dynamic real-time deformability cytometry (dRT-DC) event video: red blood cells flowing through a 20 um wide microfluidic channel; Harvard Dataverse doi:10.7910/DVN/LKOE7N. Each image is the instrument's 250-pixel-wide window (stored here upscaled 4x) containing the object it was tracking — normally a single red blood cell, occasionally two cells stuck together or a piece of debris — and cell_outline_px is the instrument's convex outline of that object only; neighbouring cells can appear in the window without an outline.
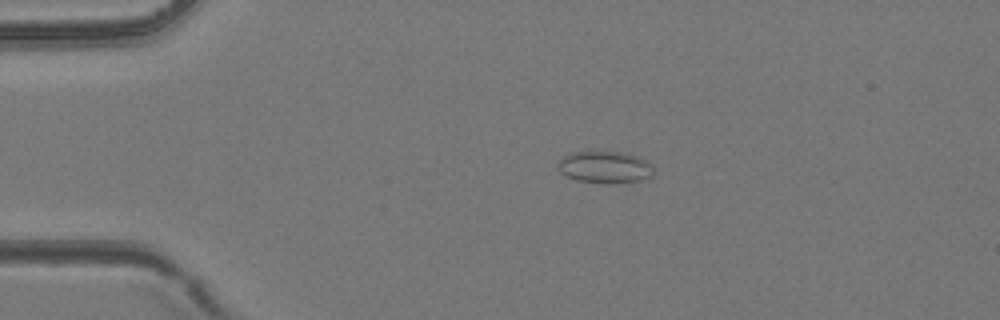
{"species": "common noctule bat (a hibernating species)", "species_latin": "Nyctalus noctula", "temperature_condition": "room temperature", "stored_images_in_passage": 42, "camera_frame_rate_fps": 3000, "um_per_image_px": 0.085, "animal": {"sex": "female", "body_mass_g": 24.6, "forearm_length_mm": 56.2}, "frame": {"image": 1, "passage_image": 8, "time_ms": 2.333, "image_size_px": [1000, 320], "cell_outline_px": [[652, 176], [640, 180], [608, 184], [576, 180], [560, 172], [560, 160], [564, 156], [572, 152], [620, 152], [636, 156], [652, 164]], "centroid_in_image_um": [51.43, 14.22], "position_along_channel_um": 33.6, "area_um2": 17.46}}
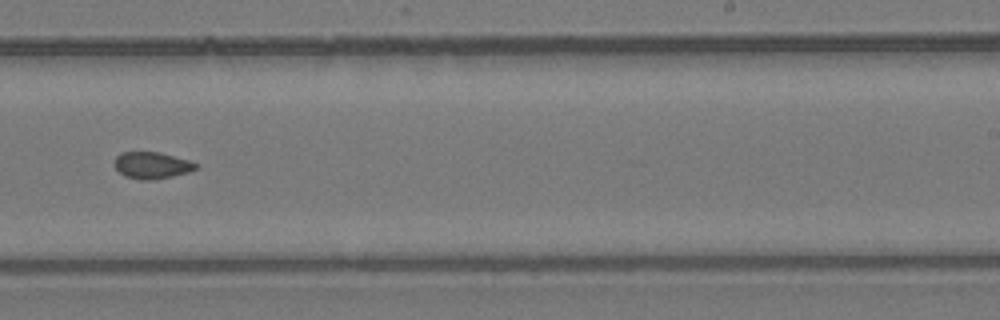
{"frame": {"image": 2, "passage_image": 26, "time_ms": 8.333, "image_size_px": [1000, 320], "cell_outline_px": [[200, 168], [188, 172], [172, 176], [152, 180], [140, 180], [124, 176], [112, 164], [116, 156], [120, 152], [160, 152], [188, 160], [200, 164]], "centroid_in_image_um": [12.91, 14.05], "position_along_channel_um": 276.1, "area_um2": 12.89}}
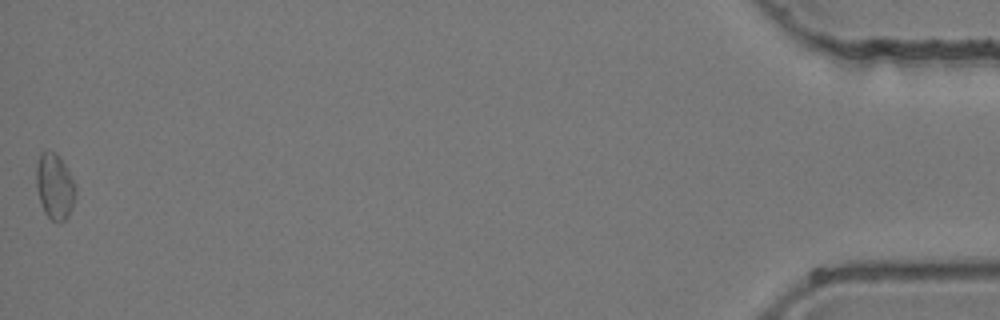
{"frame": {"image": 3, "passage_image": 42, "time_ms": 13.667, "image_size_px": [1000, 320], "cell_outline_px": [[76, 192], [68, 216], [60, 224], [56, 224], [44, 212], [40, 204], [36, 188], [36, 164], [40, 152], [56, 152], [64, 164], [76, 184]], "centroid_in_image_um": [4.63, 15.87], "position_along_channel_um": 430.6, "area_um2": 15.2}}